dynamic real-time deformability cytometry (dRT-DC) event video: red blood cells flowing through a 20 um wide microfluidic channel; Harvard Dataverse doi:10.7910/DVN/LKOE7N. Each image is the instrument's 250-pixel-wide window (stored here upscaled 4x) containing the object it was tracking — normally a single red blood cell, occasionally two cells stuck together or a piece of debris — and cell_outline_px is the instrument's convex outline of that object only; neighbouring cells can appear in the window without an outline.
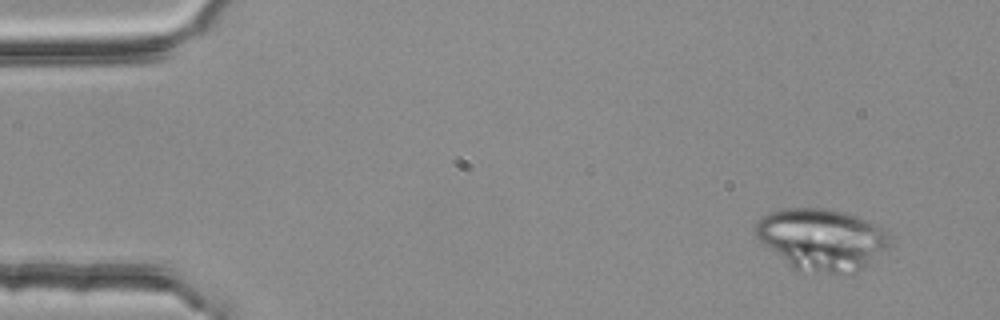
{"species": "common noctule bat (a hibernating species)", "species_latin": "Nyctalus noctula", "temperature_condition": "room temperature", "stored_images_in_passage": 3, "camera_frame_rate_fps": 3000, "um_per_image_px": 0.085, "animal": {"sex": "female", "body_mass_g": 25.1}, "frame": {"image": 1, "passage_image": 1, "time_ms": 0.0, "image_size_px": [1000, 320], "cell_outline_px": [[888, 244], [884, 248], [864, 264], [856, 268], [840, 272], [832, 272], [792, 268], [764, 244], [756, 236], [756, 224], [760, 216], [768, 212], [780, 208], [824, 208], [844, 212], [868, 220], [888, 232]], "centroid_in_image_um": [69.75, 20.26], "position_along_channel_um": 15.2, "area_um2": 46.59}}